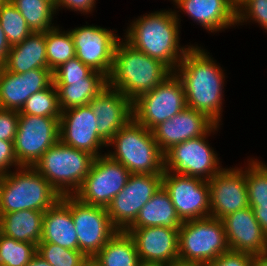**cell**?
Returning <instances> with one entry per match:
<instances>
[{
  "label": "cell",
  "instance_id": "cell-5",
  "mask_svg": "<svg viewBox=\"0 0 267 266\" xmlns=\"http://www.w3.org/2000/svg\"><path fill=\"white\" fill-rule=\"evenodd\" d=\"M60 199L58 191L33 167H20L0 176V214L45 212Z\"/></svg>",
  "mask_w": 267,
  "mask_h": 266
},
{
  "label": "cell",
  "instance_id": "cell-17",
  "mask_svg": "<svg viewBox=\"0 0 267 266\" xmlns=\"http://www.w3.org/2000/svg\"><path fill=\"white\" fill-rule=\"evenodd\" d=\"M97 118L89 105L62 111L59 118V141L73 148L84 150L95 157L107 143L98 135ZM100 152V153H99Z\"/></svg>",
  "mask_w": 267,
  "mask_h": 266
},
{
  "label": "cell",
  "instance_id": "cell-2",
  "mask_svg": "<svg viewBox=\"0 0 267 266\" xmlns=\"http://www.w3.org/2000/svg\"><path fill=\"white\" fill-rule=\"evenodd\" d=\"M178 12L160 10L134 19L124 33V40L174 72L190 48L179 45L181 19Z\"/></svg>",
  "mask_w": 267,
  "mask_h": 266
},
{
  "label": "cell",
  "instance_id": "cell-31",
  "mask_svg": "<svg viewBox=\"0 0 267 266\" xmlns=\"http://www.w3.org/2000/svg\"><path fill=\"white\" fill-rule=\"evenodd\" d=\"M61 30L59 26H55L45 32L47 65L52 72L76 56L70 30Z\"/></svg>",
  "mask_w": 267,
  "mask_h": 266
},
{
  "label": "cell",
  "instance_id": "cell-6",
  "mask_svg": "<svg viewBox=\"0 0 267 266\" xmlns=\"http://www.w3.org/2000/svg\"><path fill=\"white\" fill-rule=\"evenodd\" d=\"M95 156L58 141L33 166L57 191L74 195L82 185Z\"/></svg>",
  "mask_w": 267,
  "mask_h": 266
},
{
  "label": "cell",
  "instance_id": "cell-19",
  "mask_svg": "<svg viewBox=\"0 0 267 266\" xmlns=\"http://www.w3.org/2000/svg\"><path fill=\"white\" fill-rule=\"evenodd\" d=\"M96 116L98 135L108 143L133 119L132 102L119 90L107 85L88 104Z\"/></svg>",
  "mask_w": 267,
  "mask_h": 266
},
{
  "label": "cell",
  "instance_id": "cell-40",
  "mask_svg": "<svg viewBox=\"0 0 267 266\" xmlns=\"http://www.w3.org/2000/svg\"><path fill=\"white\" fill-rule=\"evenodd\" d=\"M254 255L229 250L205 266H253Z\"/></svg>",
  "mask_w": 267,
  "mask_h": 266
},
{
  "label": "cell",
  "instance_id": "cell-15",
  "mask_svg": "<svg viewBox=\"0 0 267 266\" xmlns=\"http://www.w3.org/2000/svg\"><path fill=\"white\" fill-rule=\"evenodd\" d=\"M76 57L85 65L109 76L117 42L114 31L97 25H83L70 30Z\"/></svg>",
  "mask_w": 267,
  "mask_h": 266
},
{
  "label": "cell",
  "instance_id": "cell-13",
  "mask_svg": "<svg viewBox=\"0 0 267 266\" xmlns=\"http://www.w3.org/2000/svg\"><path fill=\"white\" fill-rule=\"evenodd\" d=\"M163 174H131L124 188L106 207L113 226L126 231L142 207L162 187Z\"/></svg>",
  "mask_w": 267,
  "mask_h": 266
},
{
  "label": "cell",
  "instance_id": "cell-50",
  "mask_svg": "<svg viewBox=\"0 0 267 266\" xmlns=\"http://www.w3.org/2000/svg\"><path fill=\"white\" fill-rule=\"evenodd\" d=\"M244 0H233L236 7H238Z\"/></svg>",
  "mask_w": 267,
  "mask_h": 266
},
{
  "label": "cell",
  "instance_id": "cell-37",
  "mask_svg": "<svg viewBox=\"0 0 267 266\" xmlns=\"http://www.w3.org/2000/svg\"><path fill=\"white\" fill-rule=\"evenodd\" d=\"M94 70L76 56L53 71L54 85H69V81L85 80Z\"/></svg>",
  "mask_w": 267,
  "mask_h": 266
},
{
  "label": "cell",
  "instance_id": "cell-1",
  "mask_svg": "<svg viewBox=\"0 0 267 266\" xmlns=\"http://www.w3.org/2000/svg\"><path fill=\"white\" fill-rule=\"evenodd\" d=\"M174 73L184 87L186 106L220 125L225 73L210 53L190 45Z\"/></svg>",
  "mask_w": 267,
  "mask_h": 266
},
{
  "label": "cell",
  "instance_id": "cell-20",
  "mask_svg": "<svg viewBox=\"0 0 267 266\" xmlns=\"http://www.w3.org/2000/svg\"><path fill=\"white\" fill-rule=\"evenodd\" d=\"M216 123L207 115L186 107L152 129L155 141L165 153L173 145L206 135Z\"/></svg>",
  "mask_w": 267,
  "mask_h": 266
},
{
  "label": "cell",
  "instance_id": "cell-41",
  "mask_svg": "<svg viewBox=\"0 0 267 266\" xmlns=\"http://www.w3.org/2000/svg\"><path fill=\"white\" fill-rule=\"evenodd\" d=\"M12 166L14 169L20 168L14 152V141L0 140V176L11 172Z\"/></svg>",
  "mask_w": 267,
  "mask_h": 266
},
{
  "label": "cell",
  "instance_id": "cell-48",
  "mask_svg": "<svg viewBox=\"0 0 267 266\" xmlns=\"http://www.w3.org/2000/svg\"><path fill=\"white\" fill-rule=\"evenodd\" d=\"M138 266H166V265L160 263L140 262Z\"/></svg>",
  "mask_w": 267,
  "mask_h": 266
},
{
  "label": "cell",
  "instance_id": "cell-51",
  "mask_svg": "<svg viewBox=\"0 0 267 266\" xmlns=\"http://www.w3.org/2000/svg\"><path fill=\"white\" fill-rule=\"evenodd\" d=\"M7 0H0V8L2 7V5L6 2Z\"/></svg>",
  "mask_w": 267,
  "mask_h": 266
},
{
  "label": "cell",
  "instance_id": "cell-3",
  "mask_svg": "<svg viewBox=\"0 0 267 266\" xmlns=\"http://www.w3.org/2000/svg\"><path fill=\"white\" fill-rule=\"evenodd\" d=\"M173 72L162 62L135 49L125 40L117 42L107 85L131 102L153 90Z\"/></svg>",
  "mask_w": 267,
  "mask_h": 266
},
{
  "label": "cell",
  "instance_id": "cell-47",
  "mask_svg": "<svg viewBox=\"0 0 267 266\" xmlns=\"http://www.w3.org/2000/svg\"><path fill=\"white\" fill-rule=\"evenodd\" d=\"M166 266H205V265L198 262H191V261H184L181 259H177L172 261Z\"/></svg>",
  "mask_w": 267,
  "mask_h": 266
},
{
  "label": "cell",
  "instance_id": "cell-11",
  "mask_svg": "<svg viewBox=\"0 0 267 266\" xmlns=\"http://www.w3.org/2000/svg\"><path fill=\"white\" fill-rule=\"evenodd\" d=\"M59 118L19 115L14 152L20 167H33L59 141Z\"/></svg>",
  "mask_w": 267,
  "mask_h": 266
},
{
  "label": "cell",
  "instance_id": "cell-16",
  "mask_svg": "<svg viewBox=\"0 0 267 266\" xmlns=\"http://www.w3.org/2000/svg\"><path fill=\"white\" fill-rule=\"evenodd\" d=\"M207 182L210 216L222 219L230 213L249 207L246 170L243 167L231 169L225 167Z\"/></svg>",
  "mask_w": 267,
  "mask_h": 266
},
{
  "label": "cell",
  "instance_id": "cell-9",
  "mask_svg": "<svg viewBox=\"0 0 267 266\" xmlns=\"http://www.w3.org/2000/svg\"><path fill=\"white\" fill-rule=\"evenodd\" d=\"M60 200L71 210L79 251L92 259L118 232L107 209L85 204L74 195H63Z\"/></svg>",
  "mask_w": 267,
  "mask_h": 266
},
{
  "label": "cell",
  "instance_id": "cell-42",
  "mask_svg": "<svg viewBox=\"0 0 267 266\" xmlns=\"http://www.w3.org/2000/svg\"><path fill=\"white\" fill-rule=\"evenodd\" d=\"M55 9L58 11L59 7L71 9L72 11H79L81 14L91 13L95 6L96 0H55Z\"/></svg>",
  "mask_w": 267,
  "mask_h": 266
},
{
  "label": "cell",
  "instance_id": "cell-39",
  "mask_svg": "<svg viewBox=\"0 0 267 266\" xmlns=\"http://www.w3.org/2000/svg\"><path fill=\"white\" fill-rule=\"evenodd\" d=\"M18 118V111L0 108V140H15L18 129Z\"/></svg>",
  "mask_w": 267,
  "mask_h": 266
},
{
  "label": "cell",
  "instance_id": "cell-43",
  "mask_svg": "<svg viewBox=\"0 0 267 266\" xmlns=\"http://www.w3.org/2000/svg\"><path fill=\"white\" fill-rule=\"evenodd\" d=\"M253 212L264 234L267 236V204L254 207Z\"/></svg>",
  "mask_w": 267,
  "mask_h": 266
},
{
  "label": "cell",
  "instance_id": "cell-18",
  "mask_svg": "<svg viewBox=\"0 0 267 266\" xmlns=\"http://www.w3.org/2000/svg\"><path fill=\"white\" fill-rule=\"evenodd\" d=\"M53 83L50 69H32L24 73H12L0 69V108L18 111L34 93L48 88Z\"/></svg>",
  "mask_w": 267,
  "mask_h": 266
},
{
  "label": "cell",
  "instance_id": "cell-7",
  "mask_svg": "<svg viewBox=\"0 0 267 266\" xmlns=\"http://www.w3.org/2000/svg\"><path fill=\"white\" fill-rule=\"evenodd\" d=\"M229 251L221 219L212 216L184 221L179 228V259L208 264Z\"/></svg>",
  "mask_w": 267,
  "mask_h": 266
},
{
  "label": "cell",
  "instance_id": "cell-46",
  "mask_svg": "<svg viewBox=\"0 0 267 266\" xmlns=\"http://www.w3.org/2000/svg\"><path fill=\"white\" fill-rule=\"evenodd\" d=\"M253 266H267V251L254 255Z\"/></svg>",
  "mask_w": 267,
  "mask_h": 266
},
{
  "label": "cell",
  "instance_id": "cell-4",
  "mask_svg": "<svg viewBox=\"0 0 267 266\" xmlns=\"http://www.w3.org/2000/svg\"><path fill=\"white\" fill-rule=\"evenodd\" d=\"M114 151L106 154L122 164L131 174H163L164 153L152 130L131 119L107 143Z\"/></svg>",
  "mask_w": 267,
  "mask_h": 266
},
{
  "label": "cell",
  "instance_id": "cell-29",
  "mask_svg": "<svg viewBox=\"0 0 267 266\" xmlns=\"http://www.w3.org/2000/svg\"><path fill=\"white\" fill-rule=\"evenodd\" d=\"M99 266H138L141 262L133 238L118 231L92 258Z\"/></svg>",
  "mask_w": 267,
  "mask_h": 266
},
{
  "label": "cell",
  "instance_id": "cell-24",
  "mask_svg": "<svg viewBox=\"0 0 267 266\" xmlns=\"http://www.w3.org/2000/svg\"><path fill=\"white\" fill-rule=\"evenodd\" d=\"M39 243H54L79 251L71 210L61 200L44 212L42 238Z\"/></svg>",
  "mask_w": 267,
  "mask_h": 266
},
{
  "label": "cell",
  "instance_id": "cell-22",
  "mask_svg": "<svg viewBox=\"0 0 267 266\" xmlns=\"http://www.w3.org/2000/svg\"><path fill=\"white\" fill-rule=\"evenodd\" d=\"M229 250L252 255L267 251V236L249 206L221 219Z\"/></svg>",
  "mask_w": 267,
  "mask_h": 266
},
{
  "label": "cell",
  "instance_id": "cell-45",
  "mask_svg": "<svg viewBox=\"0 0 267 266\" xmlns=\"http://www.w3.org/2000/svg\"><path fill=\"white\" fill-rule=\"evenodd\" d=\"M26 266H51V265L38 253H36Z\"/></svg>",
  "mask_w": 267,
  "mask_h": 266
},
{
  "label": "cell",
  "instance_id": "cell-35",
  "mask_svg": "<svg viewBox=\"0 0 267 266\" xmlns=\"http://www.w3.org/2000/svg\"><path fill=\"white\" fill-rule=\"evenodd\" d=\"M36 253L37 245L0 233V266H26Z\"/></svg>",
  "mask_w": 267,
  "mask_h": 266
},
{
  "label": "cell",
  "instance_id": "cell-49",
  "mask_svg": "<svg viewBox=\"0 0 267 266\" xmlns=\"http://www.w3.org/2000/svg\"><path fill=\"white\" fill-rule=\"evenodd\" d=\"M85 266H99L92 259H90Z\"/></svg>",
  "mask_w": 267,
  "mask_h": 266
},
{
  "label": "cell",
  "instance_id": "cell-38",
  "mask_svg": "<svg viewBox=\"0 0 267 266\" xmlns=\"http://www.w3.org/2000/svg\"><path fill=\"white\" fill-rule=\"evenodd\" d=\"M252 20L267 31V0H244L237 7V24Z\"/></svg>",
  "mask_w": 267,
  "mask_h": 266
},
{
  "label": "cell",
  "instance_id": "cell-44",
  "mask_svg": "<svg viewBox=\"0 0 267 266\" xmlns=\"http://www.w3.org/2000/svg\"><path fill=\"white\" fill-rule=\"evenodd\" d=\"M10 49L11 46L8 43L6 35L0 25V69L4 67Z\"/></svg>",
  "mask_w": 267,
  "mask_h": 266
},
{
  "label": "cell",
  "instance_id": "cell-32",
  "mask_svg": "<svg viewBox=\"0 0 267 266\" xmlns=\"http://www.w3.org/2000/svg\"><path fill=\"white\" fill-rule=\"evenodd\" d=\"M58 91L54 83L48 88L32 94L25 102L19 115H35L43 117H61Z\"/></svg>",
  "mask_w": 267,
  "mask_h": 266
},
{
  "label": "cell",
  "instance_id": "cell-36",
  "mask_svg": "<svg viewBox=\"0 0 267 266\" xmlns=\"http://www.w3.org/2000/svg\"><path fill=\"white\" fill-rule=\"evenodd\" d=\"M37 253L51 266H85L90 260L81 251L66 249L54 243H38Z\"/></svg>",
  "mask_w": 267,
  "mask_h": 266
},
{
  "label": "cell",
  "instance_id": "cell-21",
  "mask_svg": "<svg viewBox=\"0 0 267 266\" xmlns=\"http://www.w3.org/2000/svg\"><path fill=\"white\" fill-rule=\"evenodd\" d=\"M141 262L168 265L179 259V230L163 226L128 228Z\"/></svg>",
  "mask_w": 267,
  "mask_h": 266
},
{
  "label": "cell",
  "instance_id": "cell-25",
  "mask_svg": "<svg viewBox=\"0 0 267 266\" xmlns=\"http://www.w3.org/2000/svg\"><path fill=\"white\" fill-rule=\"evenodd\" d=\"M4 68L12 73L48 69L45 32H32L21 43L11 46Z\"/></svg>",
  "mask_w": 267,
  "mask_h": 266
},
{
  "label": "cell",
  "instance_id": "cell-23",
  "mask_svg": "<svg viewBox=\"0 0 267 266\" xmlns=\"http://www.w3.org/2000/svg\"><path fill=\"white\" fill-rule=\"evenodd\" d=\"M175 8L209 32H221L237 25V7L233 0H172Z\"/></svg>",
  "mask_w": 267,
  "mask_h": 266
},
{
  "label": "cell",
  "instance_id": "cell-8",
  "mask_svg": "<svg viewBox=\"0 0 267 266\" xmlns=\"http://www.w3.org/2000/svg\"><path fill=\"white\" fill-rule=\"evenodd\" d=\"M219 125L216 124L206 135L189 139L173 145L164 153V170L175 175L211 179L223 167L217 153L210 147L207 137L216 133Z\"/></svg>",
  "mask_w": 267,
  "mask_h": 266
},
{
  "label": "cell",
  "instance_id": "cell-33",
  "mask_svg": "<svg viewBox=\"0 0 267 266\" xmlns=\"http://www.w3.org/2000/svg\"><path fill=\"white\" fill-rule=\"evenodd\" d=\"M246 169V187L249 206L267 204V164L254 160H248Z\"/></svg>",
  "mask_w": 267,
  "mask_h": 266
},
{
  "label": "cell",
  "instance_id": "cell-12",
  "mask_svg": "<svg viewBox=\"0 0 267 266\" xmlns=\"http://www.w3.org/2000/svg\"><path fill=\"white\" fill-rule=\"evenodd\" d=\"M130 175L127 168L105 152L95 157L88 175L74 196L85 204L106 208L124 188Z\"/></svg>",
  "mask_w": 267,
  "mask_h": 266
},
{
  "label": "cell",
  "instance_id": "cell-34",
  "mask_svg": "<svg viewBox=\"0 0 267 266\" xmlns=\"http://www.w3.org/2000/svg\"><path fill=\"white\" fill-rule=\"evenodd\" d=\"M0 25L10 46L21 43L32 33L19 10L10 0L0 8Z\"/></svg>",
  "mask_w": 267,
  "mask_h": 266
},
{
  "label": "cell",
  "instance_id": "cell-27",
  "mask_svg": "<svg viewBox=\"0 0 267 266\" xmlns=\"http://www.w3.org/2000/svg\"><path fill=\"white\" fill-rule=\"evenodd\" d=\"M44 212L14 211L0 214V233L16 241L38 245L42 238Z\"/></svg>",
  "mask_w": 267,
  "mask_h": 266
},
{
  "label": "cell",
  "instance_id": "cell-30",
  "mask_svg": "<svg viewBox=\"0 0 267 266\" xmlns=\"http://www.w3.org/2000/svg\"><path fill=\"white\" fill-rule=\"evenodd\" d=\"M19 10L32 32H46L55 27L56 14L53 0H10Z\"/></svg>",
  "mask_w": 267,
  "mask_h": 266
},
{
  "label": "cell",
  "instance_id": "cell-26",
  "mask_svg": "<svg viewBox=\"0 0 267 266\" xmlns=\"http://www.w3.org/2000/svg\"><path fill=\"white\" fill-rule=\"evenodd\" d=\"M183 221L173 206L169 193L162 186L142 207L136 220L129 228L163 226L179 230Z\"/></svg>",
  "mask_w": 267,
  "mask_h": 266
},
{
  "label": "cell",
  "instance_id": "cell-14",
  "mask_svg": "<svg viewBox=\"0 0 267 266\" xmlns=\"http://www.w3.org/2000/svg\"><path fill=\"white\" fill-rule=\"evenodd\" d=\"M162 186L169 193L174 208L184 221L210 216V195L207 180L175 175L164 170Z\"/></svg>",
  "mask_w": 267,
  "mask_h": 266
},
{
  "label": "cell",
  "instance_id": "cell-10",
  "mask_svg": "<svg viewBox=\"0 0 267 266\" xmlns=\"http://www.w3.org/2000/svg\"><path fill=\"white\" fill-rule=\"evenodd\" d=\"M182 82L173 72L153 90L132 102L133 119L152 130L186 108Z\"/></svg>",
  "mask_w": 267,
  "mask_h": 266
},
{
  "label": "cell",
  "instance_id": "cell-28",
  "mask_svg": "<svg viewBox=\"0 0 267 266\" xmlns=\"http://www.w3.org/2000/svg\"><path fill=\"white\" fill-rule=\"evenodd\" d=\"M61 111L88 105L107 86V77L93 71L85 80L69 81V85H55Z\"/></svg>",
  "mask_w": 267,
  "mask_h": 266
}]
</instances>
